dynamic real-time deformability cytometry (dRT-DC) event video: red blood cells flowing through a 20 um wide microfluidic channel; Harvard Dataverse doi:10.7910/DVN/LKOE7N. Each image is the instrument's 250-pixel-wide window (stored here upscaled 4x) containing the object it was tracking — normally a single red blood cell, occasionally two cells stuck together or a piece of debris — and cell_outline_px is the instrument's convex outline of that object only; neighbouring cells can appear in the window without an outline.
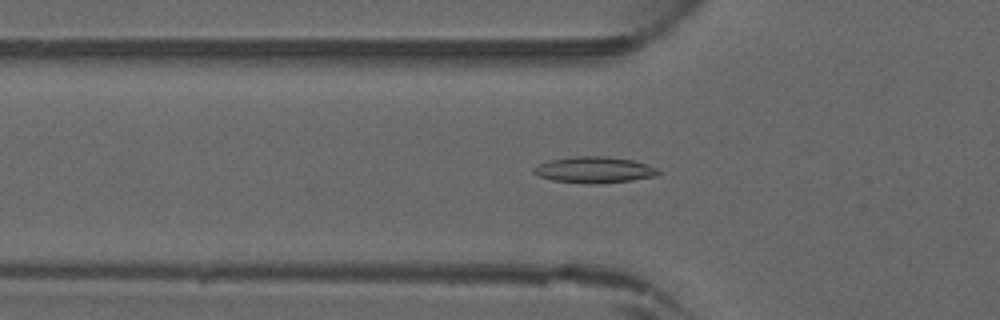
{"species": "common noctule bat (a hibernating species)", "species_latin": "Nyctalus noctula", "temperature_condition": "warm", "stored_images_in_passage": 46, "camera_frame_rate_fps": 3000, "um_per_image_px": 0.085, "animal": {"sex": "male", "forearm_length_mm": 52.5}, "frame": {"image": 1, "passage_image": 16, "time_ms": 5.0, "image_size_px": [1000, 320], "cell_outline_px": [[660, 172], [656, 176], [632, 180], [600, 184], [584, 184], [552, 180], [540, 176], [532, 172], [532, 168], [548, 160], [576, 156], [604, 156], [632, 160], [648, 164], [656, 168]], "centroid_in_image_um": [50.5, 14.44], "position_along_channel_um": 75.3, "area_um2": 19.13}}
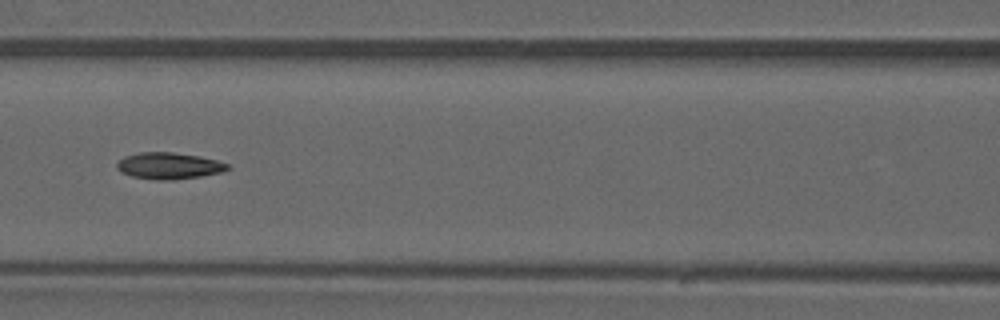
{"frame": {"image": 2, "passage_image": 21, "time_ms": 6.667, "image_size_px": [1000, 320], "cell_outline_px": [[232, 168], [224, 172], [200, 176], [172, 180], [160, 180], [132, 176], [120, 172], [116, 168], [116, 164], [124, 156], [140, 152], [172, 152], [200, 156], [216, 160], [228, 164]], "centroid_in_image_um": [14.37, 14.09], "position_along_channel_um": 152.2, "area_um2": 17.17}}
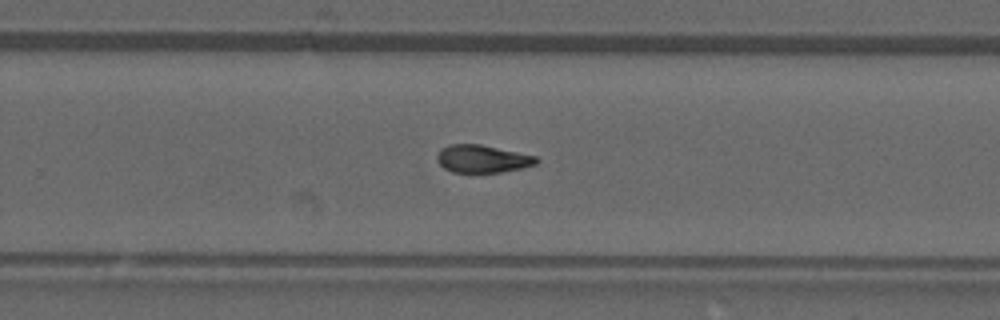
{"frame": {"image": 3, "passage_image": 30, "time_ms": 9.667, "image_size_px": [1000, 320], "cell_outline_px": [[540, 160], [536, 164], [524, 168], [500, 172], [452, 172], [444, 168], [436, 160], [436, 156], [440, 148], [448, 144], [480, 144], [536, 156]], "centroid_in_image_um": [40.99, 13.49], "position_along_channel_um": 288.8, "area_um2": 16.13}}